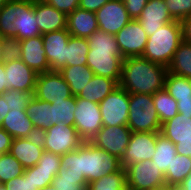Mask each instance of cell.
Segmentation results:
<instances>
[{"instance_id":"cell-21","label":"cell","mask_w":191,"mask_h":190,"mask_svg":"<svg viewBox=\"0 0 191 190\" xmlns=\"http://www.w3.org/2000/svg\"><path fill=\"white\" fill-rule=\"evenodd\" d=\"M137 21L146 34L151 36L164 24L174 20L170 16L164 0H148Z\"/></svg>"},{"instance_id":"cell-40","label":"cell","mask_w":191,"mask_h":190,"mask_svg":"<svg viewBox=\"0 0 191 190\" xmlns=\"http://www.w3.org/2000/svg\"><path fill=\"white\" fill-rule=\"evenodd\" d=\"M173 20L181 21L191 16V0H164Z\"/></svg>"},{"instance_id":"cell-34","label":"cell","mask_w":191,"mask_h":190,"mask_svg":"<svg viewBox=\"0 0 191 190\" xmlns=\"http://www.w3.org/2000/svg\"><path fill=\"white\" fill-rule=\"evenodd\" d=\"M126 169L104 175L89 183L86 190H126Z\"/></svg>"},{"instance_id":"cell-20","label":"cell","mask_w":191,"mask_h":190,"mask_svg":"<svg viewBox=\"0 0 191 190\" xmlns=\"http://www.w3.org/2000/svg\"><path fill=\"white\" fill-rule=\"evenodd\" d=\"M33 7L41 35L67 29V15L65 13L58 11L43 0L34 1Z\"/></svg>"},{"instance_id":"cell-47","label":"cell","mask_w":191,"mask_h":190,"mask_svg":"<svg viewBox=\"0 0 191 190\" xmlns=\"http://www.w3.org/2000/svg\"><path fill=\"white\" fill-rule=\"evenodd\" d=\"M12 141L13 137L5 129L0 128V155L10 151Z\"/></svg>"},{"instance_id":"cell-33","label":"cell","mask_w":191,"mask_h":190,"mask_svg":"<svg viewBox=\"0 0 191 190\" xmlns=\"http://www.w3.org/2000/svg\"><path fill=\"white\" fill-rule=\"evenodd\" d=\"M88 51L87 38L70 35L66 48V66L86 65Z\"/></svg>"},{"instance_id":"cell-9","label":"cell","mask_w":191,"mask_h":190,"mask_svg":"<svg viewBox=\"0 0 191 190\" xmlns=\"http://www.w3.org/2000/svg\"><path fill=\"white\" fill-rule=\"evenodd\" d=\"M6 88L34 93L38 74L28 67L13 51L5 61Z\"/></svg>"},{"instance_id":"cell-27","label":"cell","mask_w":191,"mask_h":190,"mask_svg":"<svg viewBox=\"0 0 191 190\" xmlns=\"http://www.w3.org/2000/svg\"><path fill=\"white\" fill-rule=\"evenodd\" d=\"M25 111L38 134L51 126V104L49 102L39 100L33 96Z\"/></svg>"},{"instance_id":"cell-14","label":"cell","mask_w":191,"mask_h":190,"mask_svg":"<svg viewBox=\"0 0 191 190\" xmlns=\"http://www.w3.org/2000/svg\"><path fill=\"white\" fill-rule=\"evenodd\" d=\"M12 51L37 74L51 71L42 35L18 41L12 47Z\"/></svg>"},{"instance_id":"cell-46","label":"cell","mask_w":191,"mask_h":190,"mask_svg":"<svg viewBox=\"0 0 191 190\" xmlns=\"http://www.w3.org/2000/svg\"><path fill=\"white\" fill-rule=\"evenodd\" d=\"M108 1L109 0H80L79 8L91 12H96L102 6H104Z\"/></svg>"},{"instance_id":"cell-38","label":"cell","mask_w":191,"mask_h":190,"mask_svg":"<svg viewBox=\"0 0 191 190\" xmlns=\"http://www.w3.org/2000/svg\"><path fill=\"white\" fill-rule=\"evenodd\" d=\"M24 171L25 168L10 152L0 155V184L23 175Z\"/></svg>"},{"instance_id":"cell-30","label":"cell","mask_w":191,"mask_h":190,"mask_svg":"<svg viewBox=\"0 0 191 190\" xmlns=\"http://www.w3.org/2000/svg\"><path fill=\"white\" fill-rule=\"evenodd\" d=\"M51 104V125L64 123L74 126V111L76 110L75 96L66 100L54 101Z\"/></svg>"},{"instance_id":"cell-55","label":"cell","mask_w":191,"mask_h":190,"mask_svg":"<svg viewBox=\"0 0 191 190\" xmlns=\"http://www.w3.org/2000/svg\"><path fill=\"white\" fill-rule=\"evenodd\" d=\"M174 185H170L168 183H164L160 186L154 187L152 190H172Z\"/></svg>"},{"instance_id":"cell-45","label":"cell","mask_w":191,"mask_h":190,"mask_svg":"<svg viewBox=\"0 0 191 190\" xmlns=\"http://www.w3.org/2000/svg\"><path fill=\"white\" fill-rule=\"evenodd\" d=\"M132 20H137L148 0H122Z\"/></svg>"},{"instance_id":"cell-2","label":"cell","mask_w":191,"mask_h":190,"mask_svg":"<svg viewBox=\"0 0 191 190\" xmlns=\"http://www.w3.org/2000/svg\"><path fill=\"white\" fill-rule=\"evenodd\" d=\"M168 68L143 57L123 60L119 86L128 93L153 95L165 86Z\"/></svg>"},{"instance_id":"cell-15","label":"cell","mask_w":191,"mask_h":190,"mask_svg":"<svg viewBox=\"0 0 191 190\" xmlns=\"http://www.w3.org/2000/svg\"><path fill=\"white\" fill-rule=\"evenodd\" d=\"M115 38L123 59L142 57L148 41V35L137 20H131Z\"/></svg>"},{"instance_id":"cell-6","label":"cell","mask_w":191,"mask_h":190,"mask_svg":"<svg viewBox=\"0 0 191 190\" xmlns=\"http://www.w3.org/2000/svg\"><path fill=\"white\" fill-rule=\"evenodd\" d=\"M39 136L44 150L60 156L77 150L84 142L74 126H67L64 123L51 125Z\"/></svg>"},{"instance_id":"cell-1","label":"cell","mask_w":191,"mask_h":190,"mask_svg":"<svg viewBox=\"0 0 191 190\" xmlns=\"http://www.w3.org/2000/svg\"><path fill=\"white\" fill-rule=\"evenodd\" d=\"M61 168L68 173L83 174L87 184L122 169L120 159L96 147L91 142H83L77 149L61 156Z\"/></svg>"},{"instance_id":"cell-13","label":"cell","mask_w":191,"mask_h":190,"mask_svg":"<svg viewBox=\"0 0 191 190\" xmlns=\"http://www.w3.org/2000/svg\"><path fill=\"white\" fill-rule=\"evenodd\" d=\"M157 143V132H132L122 158L121 166L126 169L136 162L151 160Z\"/></svg>"},{"instance_id":"cell-52","label":"cell","mask_w":191,"mask_h":190,"mask_svg":"<svg viewBox=\"0 0 191 190\" xmlns=\"http://www.w3.org/2000/svg\"><path fill=\"white\" fill-rule=\"evenodd\" d=\"M7 105V91L3 94H0V126L5 118L6 114L9 112Z\"/></svg>"},{"instance_id":"cell-10","label":"cell","mask_w":191,"mask_h":190,"mask_svg":"<svg viewBox=\"0 0 191 190\" xmlns=\"http://www.w3.org/2000/svg\"><path fill=\"white\" fill-rule=\"evenodd\" d=\"M103 126L127 125L129 111V93L118 86L100 103Z\"/></svg>"},{"instance_id":"cell-18","label":"cell","mask_w":191,"mask_h":190,"mask_svg":"<svg viewBox=\"0 0 191 190\" xmlns=\"http://www.w3.org/2000/svg\"><path fill=\"white\" fill-rule=\"evenodd\" d=\"M70 35L67 29L42 35L44 51L51 71H60L66 66V48Z\"/></svg>"},{"instance_id":"cell-44","label":"cell","mask_w":191,"mask_h":190,"mask_svg":"<svg viewBox=\"0 0 191 190\" xmlns=\"http://www.w3.org/2000/svg\"><path fill=\"white\" fill-rule=\"evenodd\" d=\"M48 5L56 8L58 11L65 13L66 15L72 13L79 7L80 0H43Z\"/></svg>"},{"instance_id":"cell-12","label":"cell","mask_w":191,"mask_h":190,"mask_svg":"<svg viewBox=\"0 0 191 190\" xmlns=\"http://www.w3.org/2000/svg\"><path fill=\"white\" fill-rule=\"evenodd\" d=\"M131 134L132 131L127 125L103 126L90 142L110 155L121 159Z\"/></svg>"},{"instance_id":"cell-17","label":"cell","mask_w":191,"mask_h":190,"mask_svg":"<svg viewBox=\"0 0 191 190\" xmlns=\"http://www.w3.org/2000/svg\"><path fill=\"white\" fill-rule=\"evenodd\" d=\"M34 1L16 0V19L13 22L16 36L10 41L13 47L18 41L41 35L33 7Z\"/></svg>"},{"instance_id":"cell-39","label":"cell","mask_w":191,"mask_h":190,"mask_svg":"<svg viewBox=\"0 0 191 190\" xmlns=\"http://www.w3.org/2000/svg\"><path fill=\"white\" fill-rule=\"evenodd\" d=\"M56 175L53 170L40 169L38 165L30 167L32 190L51 185Z\"/></svg>"},{"instance_id":"cell-32","label":"cell","mask_w":191,"mask_h":190,"mask_svg":"<svg viewBox=\"0 0 191 190\" xmlns=\"http://www.w3.org/2000/svg\"><path fill=\"white\" fill-rule=\"evenodd\" d=\"M191 172V157L176 154L165 174L166 183L178 186Z\"/></svg>"},{"instance_id":"cell-24","label":"cell","mask_w":191,"mask_h":190,"mask_svg":"<svg viewBox=\"0 0 191 190\" xmlns=\"http://www.w3.org/2000/svg\"><path fill=\"white\" fill-rule=\"evenodd\" d=\"M119 83L115 79L94 75L77 97L100 103L108 94L113 92Z\"/></svg>"},{"instance_id":"cell-43","label":"cell","mask_w":191,"mask_h":190,"mask_svg":"<svg viewBox=\"0 0 191 190\" xmlns=\"http://www.w3.org/2000/svg\"><path fill=\"white\" fill-rule=\"evenodd\" d=\"M4 185L6 190H32L30 168L25 169L23 175L7 181Z\"/></svg>"},{"instance_id":"cell-59","label":"cell","mask_w":191,"mask_h":190,"mask_svg":"<svg viewBox=\"0 0 191 190\" xmlns=\"http://www.w3.org/2000/svg\"><path fill=\"white\" fill-rule=\"evenodd\" d=\"M0 190H6V186L4 184H0Z\"/></svg>"},{"instance_id":"cell-57","label":"cell","mask_w":191,"mask_h":190,"mask_svg":"<svg viewBox=\"0 0 191 190\" xmlns=\"http://www.w3.org/2000/svg\"><path fill=\"white\" fill-rule=\"evenodd\" d=\"M8 0H0V9L6 4Z\"/></svg>"},{"instance_id":"cell-16","label":"cell","mask_w":191,"mask_h":190,"mask_svg":"<svg viewBox=\"0 0 191 190\" xmlns=\"http://www.w3.org/2000/svg\"><path fill=\"white\" fill-rule=\"evenodd\" d=\"M95 13L99 29L112 35H116L132 20L122 0H109Z\"/></svg>"},{"instance_id":"cell-41","label":"cell","mask_w":191,"mask_h":190,"mask_svg":"<svg viewBox=\"0 0 191 190\" xmlns=\"http://www.w3.org/2000/svg\"><path fill=\"white\" fill-rule=\"evenodd\" d=\"M33 93L23 92L21 90H7V105L10 110H25Z\"/></svg>"},{"instance_id":"cell-37","label":"cell","mask_w":191,"mask_h":190,"mask_svg":"<svg viewBox=\"0 0 191 190\" xmlns=\"http://www.w3.org/2000/svg\"><path fill=\"white\" fill-rule=\"evenodd\" d=\"M165 90L176 100L191 97V79L168 72Z\"/></svg>"},{"instance_id":"cell-8","label":"cell","mask_w":191,"mask_h":190,"mask_svg":"<svg viewBox=\"0 0 191 190\" xmlns=\"http://www.w3.org/2000/svg\"><path fill=\"white\" fill-rule=\"evenodd\" d=\"M127 188L131 190H152L165 181V175L153 160H144L126 168Z\"/></svg>"},{"instance_id":"cell-19","label":"cell","mask_w":191,"mask_h":190,"mask_svg":"<svg viewBox=\"0 0 191 190\" xmlns=\"http://www.w3.org/2000/svg\"><path fill=\"white\" fill-rule=\"evenodd\" d=\"M27 169L35 166L44 152V147L39 135L31 138L13 139L9 151Z\"/></svg>"},{"instance_id":"cell-35","label":"cell","mask_w":191,"mask_h":190,"mask_svg":"<svg viewBox=\"0 0 191 190\" xmlns=\"http://www.w3.org/2000/svg\"><path fill=\"white\" fill-rule=\"evenodd\" d=\"M16 0H8L0 9V36L9 42L16 36Z\"/></svg>"},{"instance_id":"cell-3","label":"cell","mask_w":191,"mask_h":190,"mask_svg":"<svg viewBox=\"0 0 191 190\" xmlns=\"http://www.w3.org/2000/svg\"><path fill=\"white\" fill-rule=\"evenodd\" d=\"M89 47L86 65L95 75L121 80L123 57L115 35L100 29L87 38Z\"/></svg>"},{"instance_id":"cell-42","label":"cell","mask_w":191,"mask_h":190,"mask_svg":"<svg viewBox=\"0 0 191 190\" xmlns=\"http://www.w3.org/2000/svg\"><path fill=\"white\" fill-rule=\"evenodd\" d=\"M40 169L53 170L58 174L61 169V156L44 150L42 157L36 164Z\"/></svg>"},{"instance_id":"cell-5","label":"cell","mask_w":191,"mask_h":190,"mask_svg":"<svg viewBox=\"0 0 191 190\" xmlns=\"http://www.w3.org/2000/svg\"><path fill=\"white\" fill-rule=\"evenodd\" d=\"M127 126L132 132H160L161 123L152 95L129 93Z\"/></svg>"},{"instance_id":"cell-22","label":"cell","mask_w":191,"mask_h":190,"mask_svg":"<svg viewBox=\"0 0 191 190\" xmlns=\"http://www.w3.org/2000/svg\"><path fill=\"white\" fill-rule=\"evenodd\" d=\"M99 29L96 13L76 8L67 15V31L75 37L89 38Z\"/></svg>"},{"instance_id":"cell-11","label":"cell","mask_w":191,"mask_h":190,"mask_svg":"<svg viewBox=\"0 0 191 190\" xmlns=\"http://www.w3.org/2000/svg\"><path fill=\"white\" fill-rule=\"evenodd\" d=\"M33 96L52 103L72 97L69 85L59 71H47L38 74Z\"/></svg>"},{"instance_id":"cell-31","label":"cell","mask_w":191,"mask_h":190,"mask_svg":"<svg viewBox=\"0 0 191 190\" xmlns=\"http://www.w3.org/2000/svg\"><path fill=\"white\" fill-rule=\"evenodd\" d=\"M152 99L161 124L178 114L177 101L165 88L155 92Z\"/></svg>"},{"instance_id":"cell-7","label":"cell","mask_w":191,"mask_h":190,"mask_svg":"<svg viewBox=\"0 0 191 190\" xmlns=\"http://www.w3.org/2000/svg\"><path fill=\"white\" fill-rule=\"evenodd\" d=\"M74 127L84 142H90L103 127L99 103L75 96Z\"/></svg>"},{"instance_id":"cell-51","label":"cell","mask_w":191,"mask_h":190,"mask_svg":"<svg viewBox=\"0 0 191 190\" xmlns=\"http://www.w3.org/2000/svg\"><path fill=\"white\" fill-rule=\"evenodd\" d=\"M12 51L10 42L0 36V63L4 62L7 55Z\"/></svg>"},{"instance_id":"cell-53","label":"cell","mask_w":191,"mask_h":190,"mask_svg":"<svg viewBox=\"0 0 191 190\" xmlns=\"http://www.w3.org/2000/svg\"><path fill=\"white\" fill-rule=\"evenodd\" d=\"M7 91L6 88V72L4 68V62L0 63V94Z\"/></svg>"},{"instance_id":"cell-4","label":"cell","mask_w":191,"mask_h":190,"mask_svg":"<svg viewBox=\"0 0 191 190\" xmlns=\"http://www.w3.org/2000/svg\"><path fill=\"white\" fill-rule=\"evenodd\" d=\"M182 42L180 21H172L164 24L161 28L148 36L142 57L168 67L179 44Z\"/></svg>"},{"instance_id":"cell-50","label":"cell","mask_w":191,"mask_h":190,"mask_svg":"<svg viewBox=\"0 0 191 190\" xmlns=\"http://www.w3.org/2000/svg\"><path fill=\"white\" fill-rule=\"evenodd\" d=\"M178 113L191 116V97L178 98Z\"/></svg>"},{"instance_id":"cell-58","label":"cell","mask_w":191,"mask_h":190,"mask_svg":"<svg viewBox=\"0 0 191 190\" xmlns=\"http://www.w3.org/2000/svg\"><path fill=\"white\" fill-rule=\"evenodd\" d=\"M172 190H184V189H182V188L178 185V186H173V187H172Z\"/></svg>"},{"instance_id":"cell-28","label":"cell","mask_w":191,"mask_h":190,"mask_svg":"<svg viewBox=\"0 0 191 190\" xmlns=\"http://www.w3.org/2000/svg\"><path fill=\"white\" fill-rule=\"evenodd\" d=\"M168 72L191 79V43L182 41L169 64Z\"/></svg>"},{"instance_id":"cell-48","label":"cell","mask_w":191,"mask_h":190,"mask_svg":"<svg viewBox=\"0 0 191 190\" xmlns=\"http://www.w3.org/2000/svg\"><path fill=\"white\" fill-rule=\"evenodd\" d=\"M182 31V41L191 43V16L180 21Z\"/></svg>"},{"instance_id":"cell-49","label":"cell","mask_w":191,"mask_h":190,"mask_svg":"<svg viewBox=\"0 0 191 190\" xmlns=\"http://www.w3.org/2000/svg\"><path fill=\"white\" fill-rule=\"evenodd\" d=\"M175 146L177 154L191 157V138L178 140Z\"/></svg>"},{"instance_id":"cell-56","label":"cell","mask_w":191,"mask_h":190,"mask_svg":"<svg viewBox=\"0 0 191 190\" xmlns=\"http://www.w3.org/2000/svg\"><path fill=\"white\" fill-rule=\"evenodd\" d=\"M37 190H57V189L51 184L43 188H38Z\"/></svg>"},{"instance_id":"cell-25","label":"cell","mask_w":191,"mask_h":190,"mask_svg":"<svg viewBox=\"0 0 191 190\" xmlns=\"http://www.w3.org/2000/svg\"><path fill=\"white\" fill-rule=\"evenodd\" d=\"M59 72L69 85L73 96H78L95 75L87 65L65 66Z\"/></svg>"},{"instance_id":"cell-54","label":"cell","mask_w":191,"mask_h":190,"mask_svg":"<svg viewBox=\"0 0 191 190\" xmlns=\"http://www.w3.org/2000/svg\"><path fill=\"white\" fill-rule=\"evenodd\" d=\"M184 190H191V172L190 174L179 184Z\"/></svg>"},{"instance_id":"cell-36","label":"cell","mask_w":191,"mask_h":190,"mask_svg":"<svg viewBox=\"0 0 191 190\" xmlns=\"http://www.w3.org/2000/svg\"><path fill=\"white\" fill-rule=\"evenodd\" d=\"M52 185L57 190H83L88 184L83 174L68 173L67 169L61 168Z\"/></svg>"},{"instance_id":"cell-26","label":"cell","mask_w":191,"mask_h":190,"mask_svg":"<svg viewBox=\"0 0 191 190\" xmlns=\"http://www.w3.org/2000/svg\"><path fill=\"white\" fill-rule=\"evenodd\" d=\"M160 133L174 144H177L178 140L191 138V116L178 113L161 124Z\"/></svg>"},{"instance_id":"cell-23","label":"cell","mask_w":191,"mask_h":190,"mask_svg":"<svg viewBox=\"0 0 191 190\" xmlns=\"http://www.w3.org/2000/svg\"><path fill=\"white\" fill-rule=\"evenodd\" d=\"M0 128L5 129L13 139L39 135L25 110H9Z\"/></svg>"},{"instance_id":"cell-29","label":"cell","mask_w":191,"mask_h":190,"mask_svg":"<svg viewBox=\"0 0 191 190\" xmlns=\"http://www.w3.org/2000/svg\"><path fill=\"white\" fill-rule=\"evenodd\" d=\"M176 154L177 151L175 144L163 134L157 132L156 149L151 160H153L154 164L163 172L164 175Z\"/></svg>"}]
</instances>
